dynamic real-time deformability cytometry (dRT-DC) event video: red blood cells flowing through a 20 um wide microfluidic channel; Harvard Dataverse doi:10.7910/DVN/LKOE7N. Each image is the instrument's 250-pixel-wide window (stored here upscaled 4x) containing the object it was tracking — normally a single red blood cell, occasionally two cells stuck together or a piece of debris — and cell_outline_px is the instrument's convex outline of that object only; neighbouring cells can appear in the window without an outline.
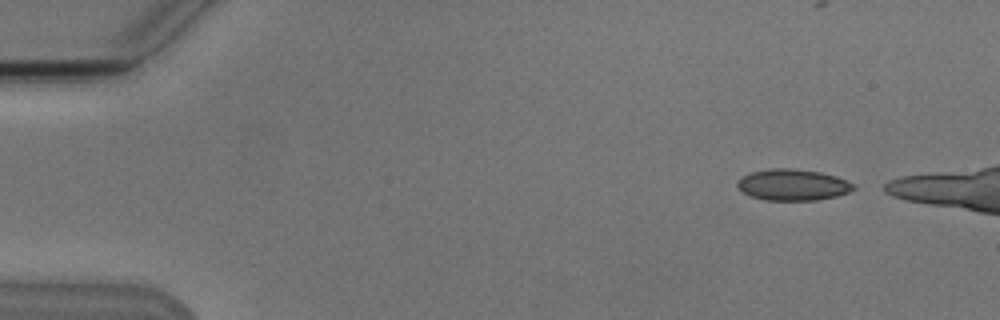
{"species": "Egyptian fruit bat (a non-hibernating species)", "species_latin": "Rousettus aegyptiacus", "temperature_condition": "cold", "stored_images_in_passage": 4, "camera_frame_rate_fps": 3000, "um_per_image_px": 0.085, "animal": {"sex": "male"}, "frame": {"image": 1, "passage_image": 1, "time_ms": 0.0, "image_size_px": [1000, 320], "cell_outline_px": [[856, 188], [848, 192], [836, 196], [816, 200], [764, 200], [752, 196], [744, 192], [736, 184], [736, 180], [752, 172], [772, 168], [792, 168], [820, 172], [836, 176], [848, 180], [856, 184]], "centroid_in_image_um": [67.43, 15.7], "position_along_channel_um": 17.6, "area_um2": 21.15}}